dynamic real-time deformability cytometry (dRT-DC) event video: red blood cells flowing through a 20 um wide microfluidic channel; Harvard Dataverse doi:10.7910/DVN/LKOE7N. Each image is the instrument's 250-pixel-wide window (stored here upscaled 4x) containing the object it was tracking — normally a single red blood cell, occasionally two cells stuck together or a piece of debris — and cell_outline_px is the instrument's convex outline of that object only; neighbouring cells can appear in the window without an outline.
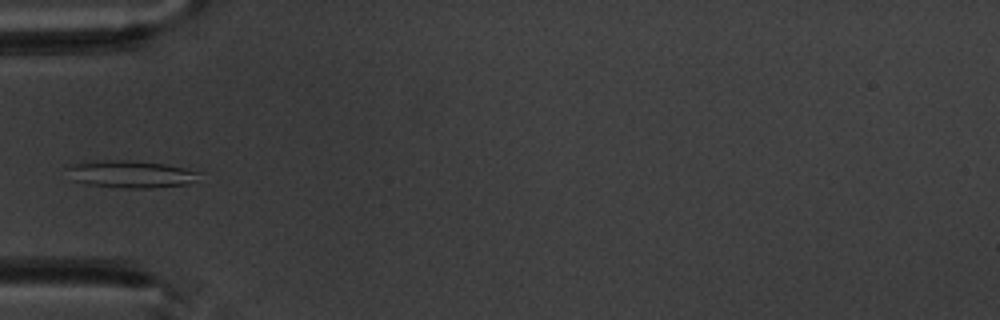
{"species": "common noctule bat (a hibernating species)", "species_latin": "Nyctalus noctula", "temperature_condition": "warm", "stored_images_in_passage": 5, "camera_frame_rate_fps": 3000, "um_per_image_px": 0.085, "animal": {"sex": "male", "body_mass_g": 20.1, "forearm_length_mm": 53.5}, "frame": {"image": 1, "passage_image": 4, "time_ms": 5.0, "image_size_px": [1000, 320], "cell_outline_px": [[204, 172], [196, 180], [188, 184], [152, 188], [128, 188], [88, 184], [72, 180], [64, 168], [76, 164], [104, 160], [132, 160], [164, 164]], "centroid_in_image_um": [11.16, 14.8], "position_along_channel_um": 73.8, "area_um2": 20.98}}